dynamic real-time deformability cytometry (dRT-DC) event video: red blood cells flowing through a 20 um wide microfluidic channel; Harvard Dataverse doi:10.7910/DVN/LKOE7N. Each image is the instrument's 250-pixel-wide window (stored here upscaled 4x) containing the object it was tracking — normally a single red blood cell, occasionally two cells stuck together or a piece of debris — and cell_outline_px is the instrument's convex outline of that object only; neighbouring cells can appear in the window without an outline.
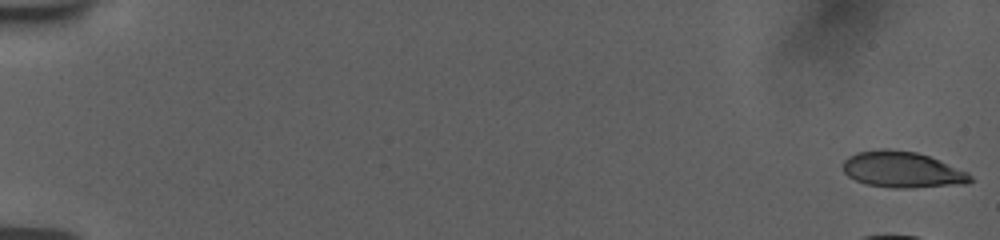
{"species": "human", "species_latin": "Homo sapiens", "temperature_condition": "room temperature", "stored_images_in_passage": 14, "camera_frame_rate_fps": 3000, "um_per_image_px": 0.085, "donor": {"sex": "female"}, "frame": {"image": 1, "passage_image": 1, "time_ms": 0.0, "image_size_px": [1000, 240], "cell_outline_px": [[972, 180], [968, 184], [908, 188], [896, 188], [868, 184], [856, 180], [848, 176], [844, 172], [844, 160], [848, 156], [856, 152], [884, 148], [888, 148], [916, 152], [940, 160], [968, 172], [972, 176]], "centroid_in_image_um": [76.72, 14.41], "position_along_channel_um": 8.3, "area_um2": 26.82}}